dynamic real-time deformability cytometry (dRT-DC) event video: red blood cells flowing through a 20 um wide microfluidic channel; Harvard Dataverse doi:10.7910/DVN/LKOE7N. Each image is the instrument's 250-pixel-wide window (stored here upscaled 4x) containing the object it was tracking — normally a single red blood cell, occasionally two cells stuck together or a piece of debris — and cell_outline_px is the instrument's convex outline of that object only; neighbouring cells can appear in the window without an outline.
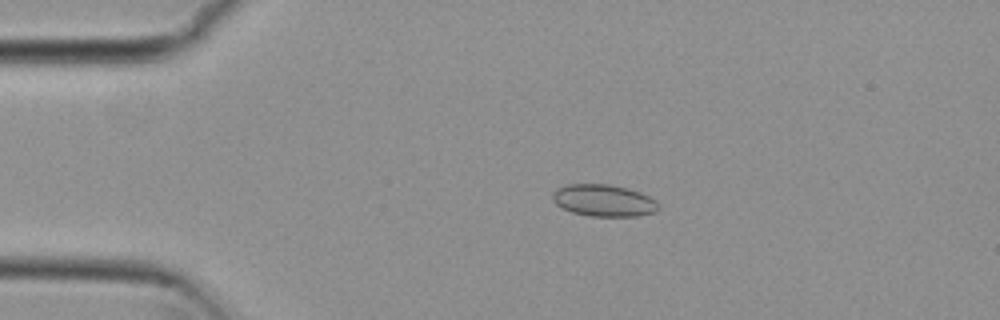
{"species": "common noctule bat (a hibernating species)", "species_latin": "Nyctalus noctula", "temperature_condition": "cold", "stored_images_in_passage": 54, "camera_frame_rate_fps": 3000, "um_per_image_px": 0.085, "animal": {"sex": "female", "body_mass_g": 29.2, "forearm_length_mm": 56.3}, "frame": {"image": 1, "passage_image": 11, "time_ms": 3.333, "image_size_px": [1000, 320], "cell_outline_px": [[660, 208], [656, 212], [636, 216], [588, 216], [572, 212], [556, 204], [552, 200], [552, 192], [556, 188], [568, 184], [608, 184], [628, 188], [640, 192], [656, 200], [660, 204]], "centroid_in_image_um": [51.33, 17.04], "position_along_channel_um": 33.7, "area_um2": 19.88}}
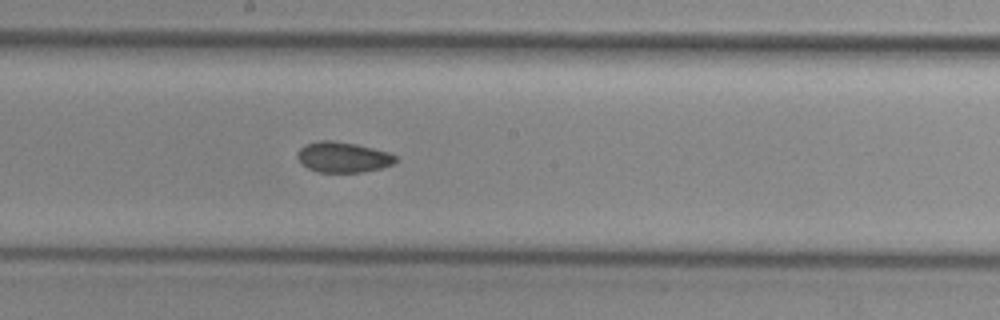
{"frame": {"image": 2, "passage_image": 29, "time_ms": 9.333, "image_size_px": [1000, 320], "cell_outline_px": [[396, 160], [392, 164], [380, 168], [360, 172], [320, 172], [308, 168], [296, 156], [296, 152], [304, 144], [320, 140], [332, 140], [356, 144], [388, 152], [396, 156]], "centroid_in_image_um": [29.12, 13.34], "position_along_channel_um": 219.1, "area_um2": 17.28}}
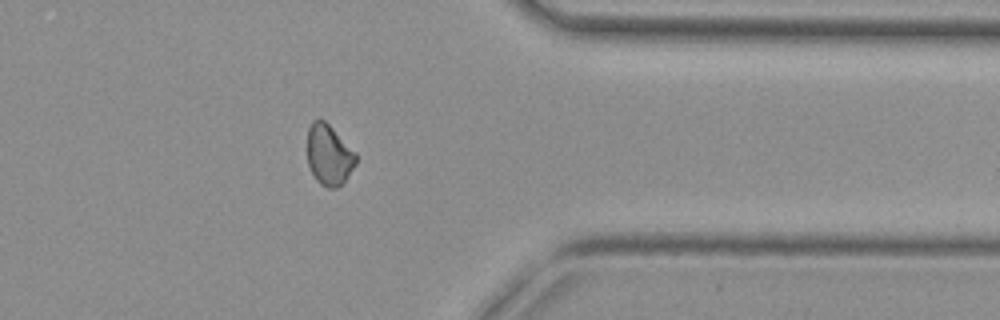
{"frame": {"image": 3, "passage_image": 43, "time_ms": 14.0, "image_size_px": [1000, 320], "cell_outline_px": [[356, 164], [344, 180], [336, 188], [328, 188], [320, 184], [316, 180], [308, 164], [308, 128], [312, 120], [324, 120], [356, 152]], "centroid_in_image_um": [27.96, 13.17], "position_along_channel_um": 383.4, "area_um2": 16.94}, "authors_computed_cell_mechanics": {"area_um2": 17.9469, "velocity_mm_per_s": 3.8008, "shape_relaxation_time_tau1_ms": null, "shape_relaxation_time_tau2_ms": 9.9686, "deformation_change_tau1": null, "deformation_change_tau2": 0.0995}}